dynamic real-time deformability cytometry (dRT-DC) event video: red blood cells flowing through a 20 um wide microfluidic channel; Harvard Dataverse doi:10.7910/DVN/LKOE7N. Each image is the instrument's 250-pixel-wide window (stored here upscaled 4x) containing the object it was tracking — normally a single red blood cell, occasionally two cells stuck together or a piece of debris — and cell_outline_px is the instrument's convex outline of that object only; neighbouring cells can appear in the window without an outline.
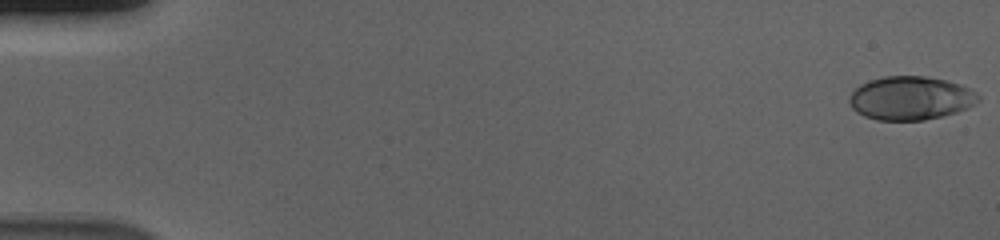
{"species": "human", "species_latin": "Homo sapiens", "temperature_condition": "cold", "stored_images_in_passage": 56, "camera_frame_rate_fps": 3000, "um_per_image_px": 0.085, "donor": {"sex": "male"}, "frame": {"image": 1, "passage_image": 1, "time_ms": 0.0, "image_size_px": [1000, 240], "cell_outline_px": [[980, 100], [976, 104], [968, 108], [956, 112], [924, 120], [876, 120], [864, 116], [856, 112], [852, 108], [848, 100], [852, 92], [860, 84], [868, 80], [884, 76], [924, 76], [948, 80], [960, 84], [976, 92], [980, 96]], "centroid_in_image_um": [77.4, 8.33], "position_along_channel_um": 7.6, "area_um2": 32.95}}
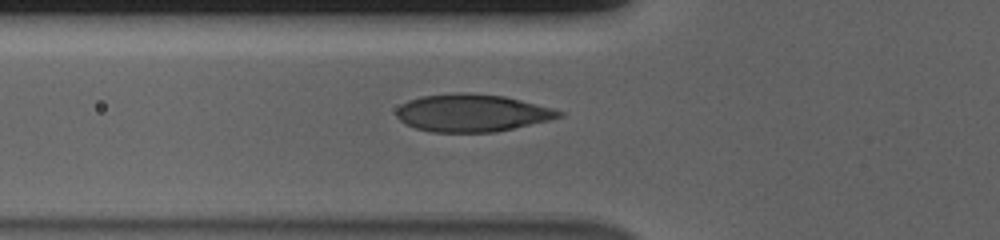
{"frame": {"image": 2, "passage_image": 21, "time_ms": 6.667, "image_size_px": [1000, 240], "cell_outline_px": [[564, 116], [548, 120], [496, 132], [432, 132], [416, 128], [404, 124], [396, 116], [396, 108], [400, 104], [408, 100], [420, 96], [460, 92], [464, 92], [504, 96], [552, 108], [564, 112]], "centroid_in_image_um": [40.07, 9.6], "position_along_channel_um": 85.7, "area_um2": 35.55}}
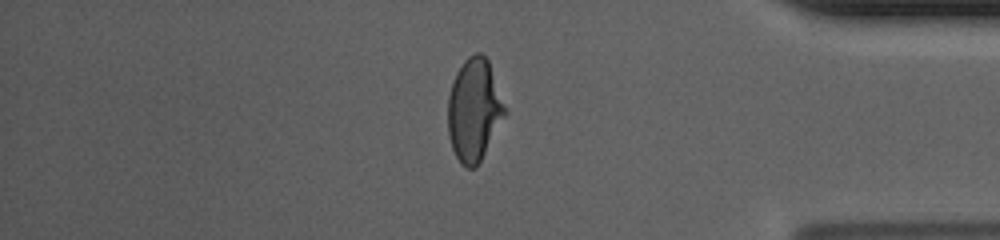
{"frame": {"image": 3, "passage_image": 48, "time_ms": 15.667, "image_size_px": [1000, 240], "cell_outline_px": [[508, 112], [476, 168], [468, 168], [460, 164], [452, 148], [448, 136], [448, 96], [452, 80], [456, 72], [464, 60], [468, 56], [476, 52], [480, 52], [488, 60]], "centroid_in_image_um": [40.3, 9.34], "position_along_channel_um": 394.9, "area_um2": 34.28}, "authors_computed_cell_mechanics": {"area_um2": 34.0731, "velocity_mm_per_s": 3.699, "shape_relaxation_time_tau1_ms": 5.4941, "shape_relaxation_time_tau2_ms": null, "deformation_change_tau1": 0.1953, "deformation_change_tau2": null}}